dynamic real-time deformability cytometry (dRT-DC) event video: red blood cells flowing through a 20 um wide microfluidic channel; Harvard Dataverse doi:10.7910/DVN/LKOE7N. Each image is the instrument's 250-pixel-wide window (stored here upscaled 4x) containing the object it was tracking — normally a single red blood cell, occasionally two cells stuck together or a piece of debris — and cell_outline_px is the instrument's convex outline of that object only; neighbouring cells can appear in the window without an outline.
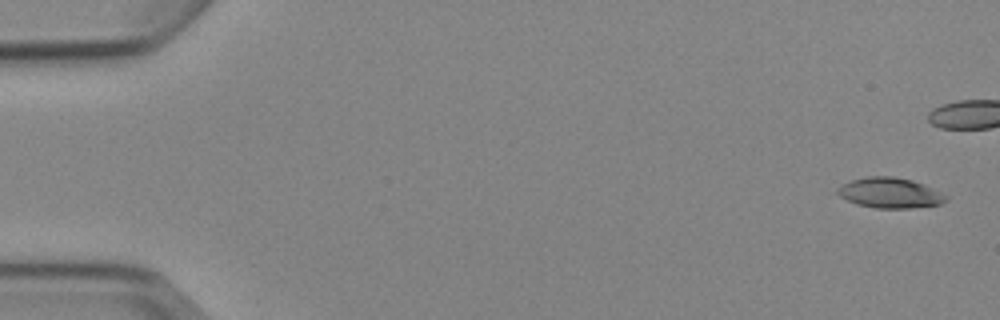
{"species": "Egyptian fruit bat (a non-hibernating species)", "species_latin": "Rousettus aegyptiacus", "temperature_condition": "cold", "stored_images_in_passage": 7, "camera_frame_rate_fps": 3000, "um_per_image_px": 0.085, "animal": {"sex": "female"}, "frame": {"image": 1, "passage_image": 1, "time_ms": 0.0, "image_size_px": [1000, 320], "cell_outline_px": [[948, 200], [940, 204], [912, 208], [876, 208], [856, 204], [840, 196], [836, 192], [836, 188], [852, 180], [868, 176], [892, 176], [912, 180], [924, 184], [948, 196]], "centroid_in_image_um": [75.66, 16.39], "position_along_channel_um": 9.3, "area_um2": 19.13}}
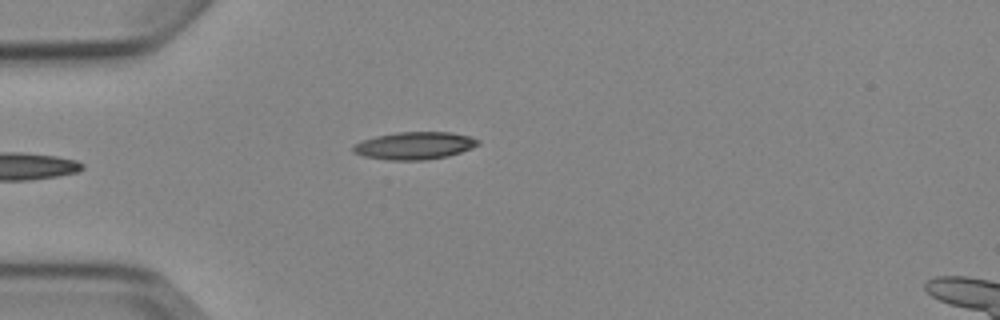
{"frame": {"image": 2, "passage_image": 6, "time_ms": 5.667, "image_size_px": [1000, 320], "cell_outline_px": [[480, 144], [472, 148], [448, 156], [424, 160], [388, 160], [364, 156], [352, 152], [352, 148], [356, 144], [364, 140], [376, 136], [396, 132], [452, 132], [472, 136], [480, 140]], "centroid_in_image_um": [35.28, 12.37], "position_along_channel_um": 49.7, "area_um2": 20.06}}